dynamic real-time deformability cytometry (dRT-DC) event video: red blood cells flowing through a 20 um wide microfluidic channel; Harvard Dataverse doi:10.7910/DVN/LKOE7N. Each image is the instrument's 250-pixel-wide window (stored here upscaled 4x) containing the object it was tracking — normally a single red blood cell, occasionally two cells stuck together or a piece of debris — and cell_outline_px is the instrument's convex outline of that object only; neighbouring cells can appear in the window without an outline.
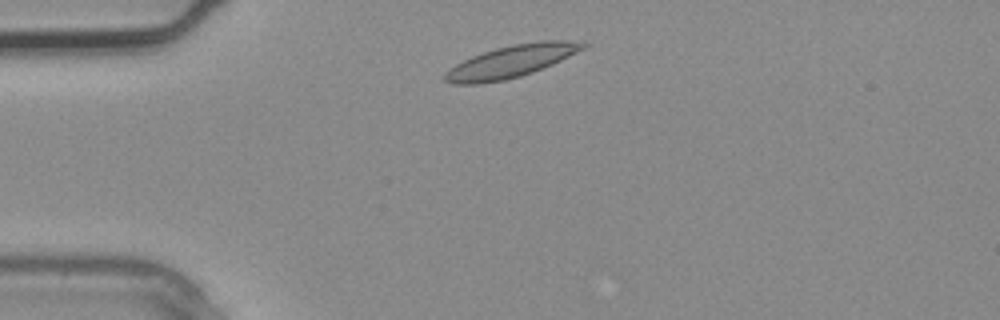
{"species": "common noctule bat (a hibernating species)", "species_latin": "Nyctalus noctula", "temperature_condition": "warm", "stored_images_in_passage": 2, "camera_frame_rate_fps": 3000, "um_per_image_px": 0.085, "animal": {"sex": "male", "body_mass_g": 20.4}, "frame": {"image": 1, "passage_image": 1, "time_ms": 0.0, "image_size_px": [1000, 320], "cell_outline_px": [[592, 44], [552, 64], [532, 72], [520, 76], [504, 80], [480, 84], [452, 84], [444, 80], [444, 72], [456, 64], [472, 56], [496, 48], [512, 44], [540, 40], [584, 40]], "centroid_in_image_um": [43.49, 5.2], "position_along_channel_um": 41.5, "area_um2": 26.01}}
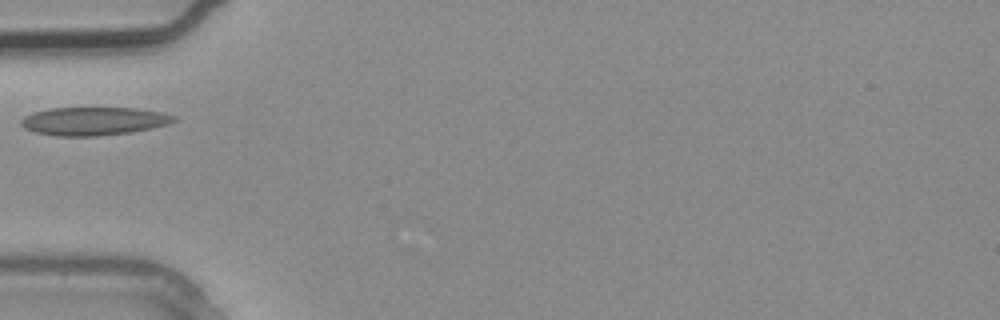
{"frame": {"image": 2, "passage_image": 2, "time_ms": 0.333, "image_size_px": [1000, 320], "cell_outline_px": [[176, 120], [168, 124], [152, 128], [132, 132], [96, 136], [56, 136], [36, 132], [24, 128], [20, 124], [20, 120], [24, 116], [32, 112], [48, 108], [136, 108], [160, 112], [176, 116]], "centroid_in_image_um": [7.94, 10.29], "position_along_channel_um": 77.1, "area_um2": 25.2}}